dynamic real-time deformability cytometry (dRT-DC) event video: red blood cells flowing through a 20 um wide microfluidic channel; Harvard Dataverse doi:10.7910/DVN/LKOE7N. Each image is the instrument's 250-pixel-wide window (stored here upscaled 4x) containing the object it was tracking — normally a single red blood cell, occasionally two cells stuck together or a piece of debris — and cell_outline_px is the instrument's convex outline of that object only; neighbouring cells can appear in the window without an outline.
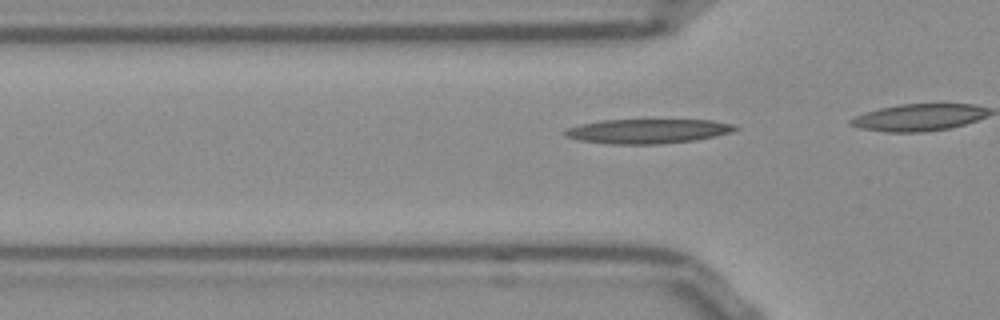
{"species": "Egyptian fruit bat (a non-hibernating species)", "species_latin": "Rousettus aegyptiacus", "temperature_condition": "room temperature", "stored_images_in_passage": 9, "camera_frame_rate_fps": 3000, "um_per_image_px": 0.085, "frame": {"image": 1, "passage_image": 6, "time_ms": 1.667, "image_size_px": [1000, 320], "cell_outline_px": [[740, 128], [732, 132], [716, 136], [696, 140], [660, 144], [612, 144], [580, 140], [564, 136], [564, 128], [580, 124], [600, 120], [712, 120], [732, 124]], "centroid_in_image_um": [55.05, 11.15], "position_along_channel_um": 70.8, "area_um2": 24.39}}